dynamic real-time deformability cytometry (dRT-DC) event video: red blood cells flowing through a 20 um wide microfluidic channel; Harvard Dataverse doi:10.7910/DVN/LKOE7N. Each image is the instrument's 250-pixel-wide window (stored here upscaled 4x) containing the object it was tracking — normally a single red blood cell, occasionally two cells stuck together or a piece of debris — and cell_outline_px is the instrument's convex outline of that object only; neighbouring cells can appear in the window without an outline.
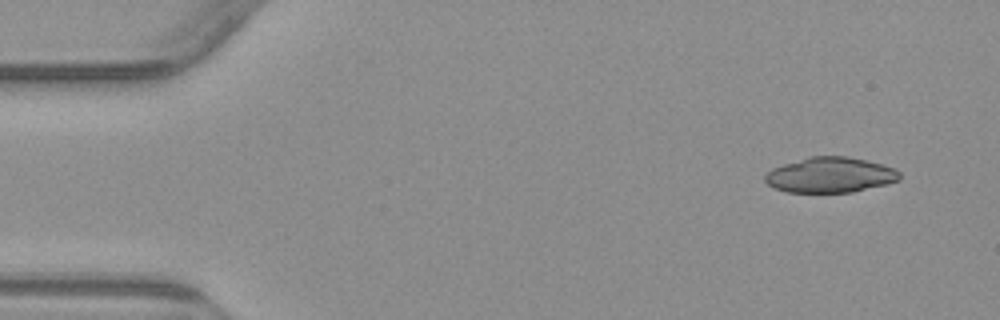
{"species": "common noctule bat (a hibernating species)", "species_latin": "Nyctalus noctula", "temperature_condition": "warm", "stored_images_in_passage": 4, "camera_frame_rate_fps": 3000, "um_per_image_px": 0.085, "animal": {"sex": "male", "body_mass_g": 23.1, "forearm_length_mm": 52.7}, "frame": {"image": 1, "passage_image": 1, "time_ms": 0.0, "image_size_px": [1000, 320], "cell_outline_px": [[900, 180], [888, 184], [852, 192], [784, 192], [768, 184], [764, 180], [764, 176], [772, 168], [808, 156], [848, 156], [868, 160], [896, 168], [900, 172]], "centroid_in_image_um": [70.6, 14.86], "position_along_channel_um": 14.4, "area_um2": 27.92}}